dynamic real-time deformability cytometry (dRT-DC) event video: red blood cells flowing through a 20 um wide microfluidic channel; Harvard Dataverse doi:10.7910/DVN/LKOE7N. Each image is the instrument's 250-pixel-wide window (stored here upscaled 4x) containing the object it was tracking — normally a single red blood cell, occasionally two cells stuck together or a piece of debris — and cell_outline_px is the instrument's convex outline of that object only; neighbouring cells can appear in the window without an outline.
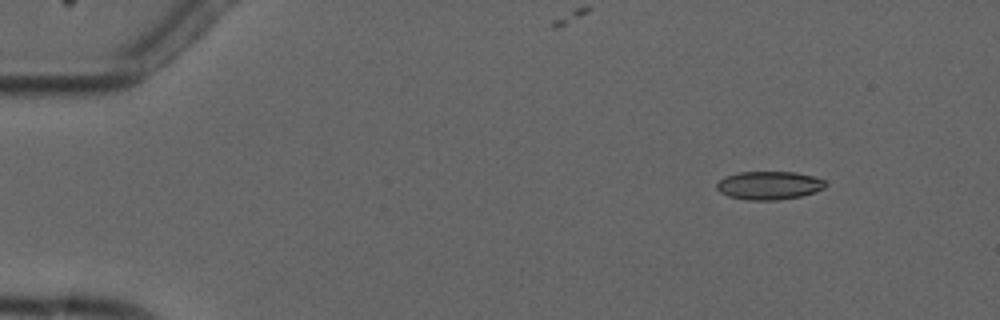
{"species": "common noctule bat (a hibernating species)", "species_latin": "Nyctalus noctula", "temperature_condition": "cold", "stored_images_in_passage": 5, "camera_frame_rate_fps": 3000, "um_per_image_px": 0.085, "animal": {"sex": "male", "forearm_length_mm": 52.5}, "frame": {"image": 1, "passage_image": 2, "time_ms": 1.333, "image_size_px": [1000, 320], "cell_outline_px": [[828, 184], [824, 188], [816, 192], [800, 196], [776, 200], [748, 200], [728, 196], [720, 192], [716, 188], [716, 184], [724, 176], [740, 172], [796, 172], [812, 176], [824, 180]], "centroid_in_image_um": [65.37, 15.76], "position_along_channel_um": 19.6, "area_um2": 17.98}}
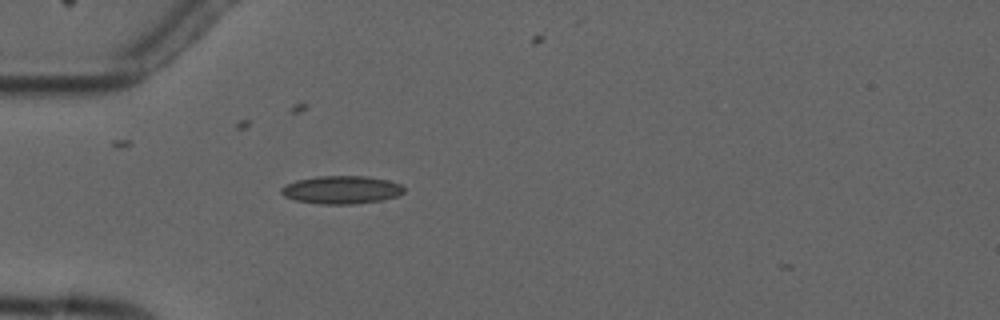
{"frame": {"image": 2, "passage_image": 5, "time_ms": 4.667, "image_size_px": [1000, 320], "cell_outline_px": [[404, 192], [396, 196], [380, 200], [352, 204], [320, 204], [296, 200], [284, 196], [280, 192], [280, 188], [296, 180], [316, 176], [368, 176], [388, 180], [400, 184], [404, 188]], "centroid_in_image_um": [29.01, 16.12], "position_along_channel_um": 56.0, "area_um2": 19.94}}